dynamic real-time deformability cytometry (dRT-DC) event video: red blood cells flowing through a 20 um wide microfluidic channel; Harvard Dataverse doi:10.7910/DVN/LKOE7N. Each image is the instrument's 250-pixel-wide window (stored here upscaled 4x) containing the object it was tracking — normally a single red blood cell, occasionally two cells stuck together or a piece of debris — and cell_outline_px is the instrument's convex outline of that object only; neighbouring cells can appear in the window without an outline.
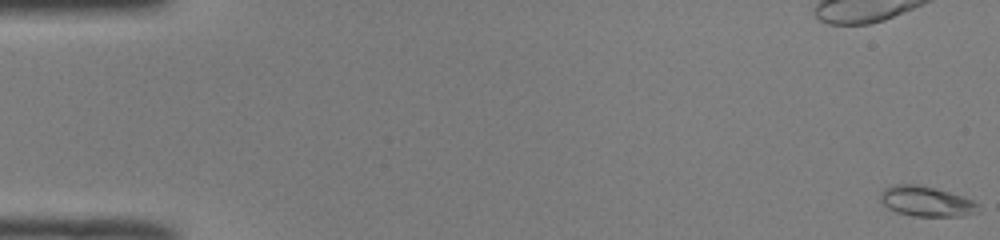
{"species": "common noctule bat (a hibernating species)", "species_latin": "Nyctalus noctula", "temperature_condition": "room temperature", "stored_images_in_passage": 22, "camera_frame_rate_fps": 3000, "um_per_image_px": 0.085, "animal": {"sex": "male", "body_mass_g": 19.0, "forearm_length_mm": 50.8}, "frame": {"image": 1, "passage_image": 1, "time_ms": 0.0, "image_size_px": [1000, 240], "cell_outline_px": [[980, 212], [960, 216], [912, 216], [896, 212], [888, 208], [880, 200], [880, 192], [884, 188], [892, 184], [920, 184], [936, 188], [972, 200], [980, 204]], "centroid_in_image_um": [78.72, 17.11], "position_along_channel_um": 6.3, "area_um2": 17.4}}